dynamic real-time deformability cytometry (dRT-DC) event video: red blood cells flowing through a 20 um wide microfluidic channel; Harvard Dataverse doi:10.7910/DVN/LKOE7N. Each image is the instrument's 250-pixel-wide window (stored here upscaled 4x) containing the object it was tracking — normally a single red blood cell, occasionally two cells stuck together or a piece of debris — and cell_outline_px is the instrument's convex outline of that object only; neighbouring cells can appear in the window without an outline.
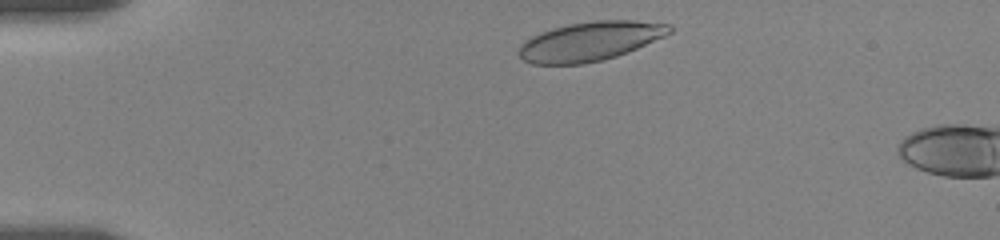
{"species": "human", "species_latin": "Homo sapiens", "temperature_condition": "room temperature", "stored_images_in_passage": 3, "camera_frame_rate_fps": 3000, "um_per_image_px": 0.085, "donor": {"sex": "female"}, "frame": {"image": 1, "passage_image": 1, "time_ms": 0.0, "image_size_px": [1000, 240], "cell_outline_px": [[672, 32], [664, 36], [628, 52], [616, 56], [584, 64], [532, 64], [524, 60], [516, 52], [520, 44], [524, 40], [540, 32], [552, 28], [572, 24], [596, 20], [632, 20], [672, 24]], "centroid_in_image_um": [50.14, 3.51], "position_along_channel_um": 34.9, "area_um2": 34.33}}